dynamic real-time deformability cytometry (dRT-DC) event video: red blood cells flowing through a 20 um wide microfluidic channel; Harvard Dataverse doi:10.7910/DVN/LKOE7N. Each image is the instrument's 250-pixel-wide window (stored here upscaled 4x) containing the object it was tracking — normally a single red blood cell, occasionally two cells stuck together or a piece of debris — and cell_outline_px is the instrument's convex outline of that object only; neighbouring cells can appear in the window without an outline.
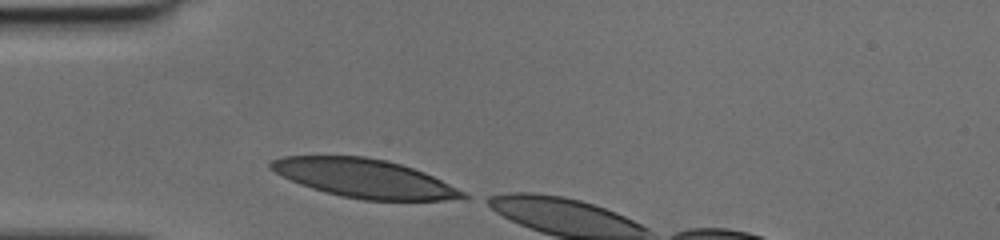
{"species": "human", "species_latin": "Homo sapiens", "temperature_condition": "cold", "stored_images_in_passage": 4, "camera_frame_rate_fps": 3000, "um_per_image_px": 0.085, "donor": {"sex": "female"}, "frame": {"image": 1, "passage_image": 1, "time_ms": 0.0, "image_size_px": [1000, 240], "cell_outline_px": [[472, 196], [464, 200], [364, 200], [340, 196], [324, 192], [300, 184], [268, 168], [268, 164], [272, 160], [284, 156], [364, 156], [388, 160], [424, 172]], "centroid_in_image_um": [31.0, 15.16], "position_along_channel_um": 54.0, "area_um2": 43.06}}